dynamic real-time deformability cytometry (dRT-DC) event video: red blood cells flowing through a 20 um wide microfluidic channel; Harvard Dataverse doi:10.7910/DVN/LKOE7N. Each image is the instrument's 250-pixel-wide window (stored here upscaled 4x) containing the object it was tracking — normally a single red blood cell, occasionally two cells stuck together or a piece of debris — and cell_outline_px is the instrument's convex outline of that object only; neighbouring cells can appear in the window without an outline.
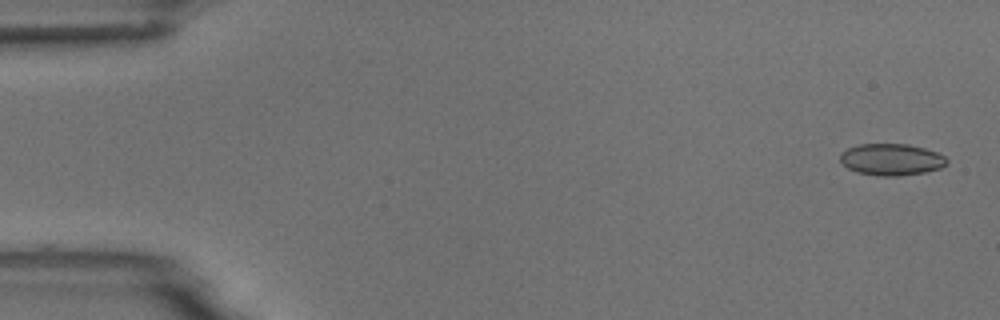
{"species": "common noctule bat (a hibernating species)", "species_latin": "Nyctalus noctula", "temperature_condition": "room temperature", "stored_images_in_passage": 5, "camera_frame_rate_fps": 3000, "um_per_image_px": 0.085, "animal": {"sex": "male", "body_mass_g": 18.8}, "frame": {"image": 1, "passage_image": 1, "time_ms": 0.0, "image_size_px": [1000, 320], "cell_outline_px": [[948, 164], [940, 168], [924, 172], [900, 176], [876, 176], [856, 172], [848, 168], [840, 160], [840, 152], [848, 148], [860, 144], [908, 144], [924, 148], [936, 152], [944, 156], [948, 160]], "centroid_in_image_um": [75.76, 13.56], "position_along_channel_um": 9.2, "area_um2": 19.77}}
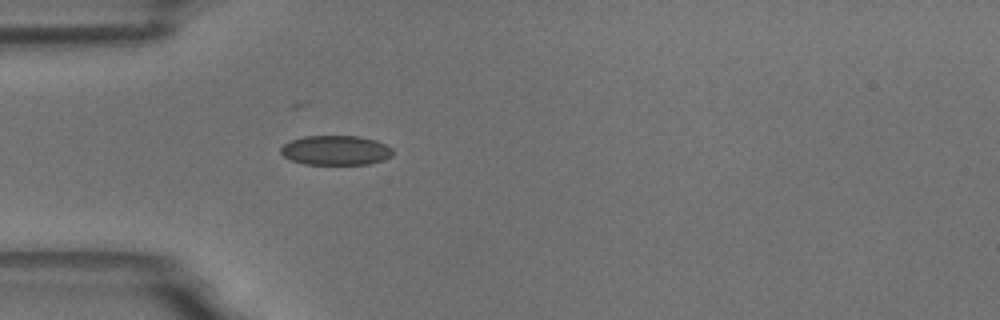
{"frame": {"image": 2, "passage_image": 5, "time_ms": 4.667, "image_size_px": [1000, 320], "cell_outline_px": [[392, 156], [384, 160], [368, 164], [304, 164], [292, 160], [284, 156], [280, 152], [280, 148], [284, 144], [292, 140], [304, 136], [360, 136], [376, 140], [392, 148]], "centroid_in_image_um": [28.55, 12.77], "position_along_channel_um": 56.5, "area_um2": 19.31}}